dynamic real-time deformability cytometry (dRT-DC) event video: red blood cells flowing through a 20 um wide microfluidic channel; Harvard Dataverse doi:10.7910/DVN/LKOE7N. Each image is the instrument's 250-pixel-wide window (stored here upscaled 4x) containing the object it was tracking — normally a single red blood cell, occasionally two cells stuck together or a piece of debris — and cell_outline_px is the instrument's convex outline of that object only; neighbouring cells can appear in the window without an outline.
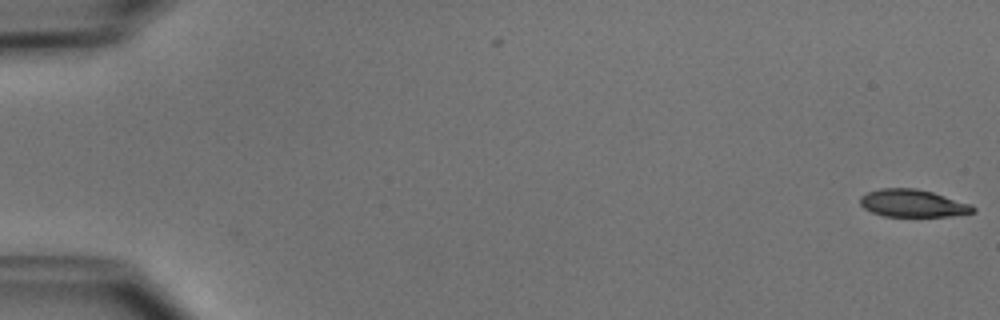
{"species": "common noctule bat (a hibernating species)", "species_latin": "Nyctalus noctula", "temperature_condition": "cold", "stored_images_in_passage": 52, "camera_frame_rate_fps": 3000, "um_per_image_px": 0.085, "animal": {"sex": "male", "body_mass_g": 15.6}, "frame": {"image": 1, "passage_image": 1, "time_ms": 0.0, "image_size_px": [1000, 320], "cell_outline_px": [[976, 212], [952, 216], [884, 216], [872, 212], [864, 208], [860, 204], [860, 196], [868, 192], [880, 188], [916, 188], [932, 192], [972, 204], [976, 208]], "centroid_in_image_um": [77.61, 17.28], "position_along_channel_um": 7.4, "area_um2": 18.15}}
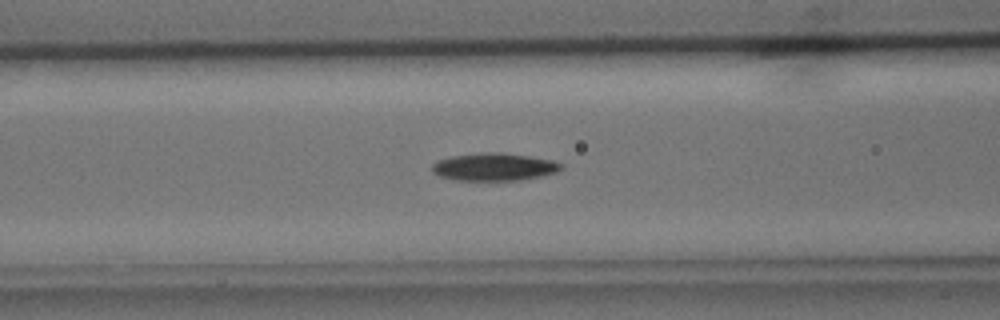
{"frame": {"image": 2, "passage_image": 22, "time_ms": 7.0, "image_size_px": [1000, 320], "cell_outline_px": [[564, 168], [556, 172], [540, 176], [520, 180], [456, 180], [440, 176], [432, 172], [432, 164], [436, 160], [452, 156], [484, 152], [504, 152], [552, 160], [564, 164]], "centroid_in_image_um": [42.0, 14.18], "position_along_channel_um": 124.6, "area_um2": 20.87}}
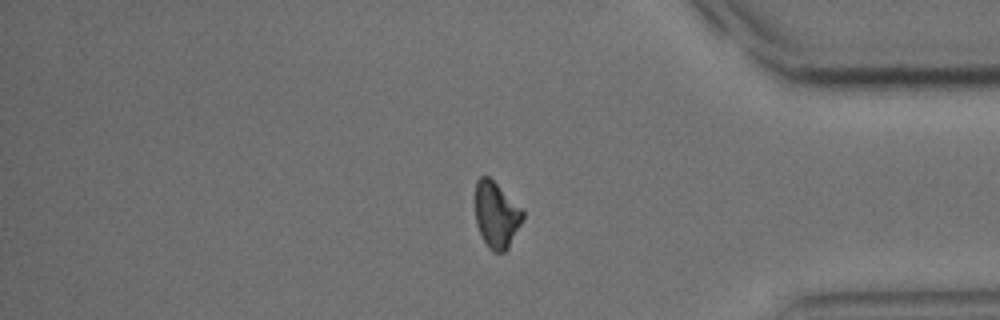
{"frame": {"image": 3, "passage_image": 44, "time_ms": 14.333, "image_size_px": [1000, 320], "cell_outline_px": [[524, 216], [508, 248], [504, 252], [492, 252], [488, 248], [476, 224], [476, 180], [480, 176], [488, 176], [524, 208]], "centroid_in_image_um": [42.21, 18.25], "position_along_channel_um": 393.0, "area_um2": 18.32}, "authors_computed_cell_mechanics": {"area_um2": 19.3341, "velocity_mm_per_s": 3.9177, "shape_relaxation_time_tau1_ms": 3.3495, "shape_relaxation_time_tau2_ms": null, "deformation_change_tau1": 0.1286, "deformation_change_tau2": null}}